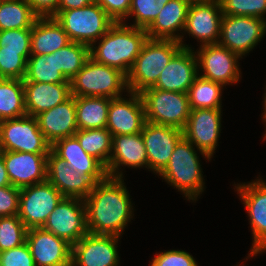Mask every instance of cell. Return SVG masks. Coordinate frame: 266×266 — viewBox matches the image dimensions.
I'll use <instances>...</instances> for the list:
<instances>
[{
  "label": "cell",
  "mask_w": 266,
  "mask_h": 266,
  "mask_svg": "<svg viewBox=\"0 0 266 266\" xmlns=\"http://www.w3.org/2000/svg\"><path fill=\"white\" fill-rule=\"evenodd\" d=\"M125 178L107 176L84 199L88 233L121 237L134 217Z\"/></svg>",
  "instance_id": "1"
},
{
  "label": "cell",
  "mask_w": 266,
  "mask_h": 266,
  "mask_svg": "<svg viewBox=\"0 0 266 266\" xmlns=\"http://www.w3.org/2000/svg\"><path fill=\"white\" fill-rule=\"evenodd\" d=\"M147 39L146 29L115 22L90 47V57L98 63L120 70L127 76Z\"/></svg>",
  "instance_id": "2"
},
{
  "label": "cell",
  "mask_w": 266,
  "mask_h": 266,
  "mask_svg": "<svg viewBox=\"0 0 266 266\" xmlns=\"http://www.w3.org/2000/svg\"><path fill=\"white\" fill-rule=\"evenodd\" d=\"M200 153V154H199ZM201 155L210 162L212 158L198 150L190 141L184 137L177 143L169 163L158 175L167 184L173 186L189 202L198 201L204 192L205 179L201 165Z\"/></svg>",
  "instance_id": "3"
},
{
  "label": "cell",
  "mask_w": 266,
  "mask_h": 266,
  "mask_svg": "<svg viewBox=\"0 0 266 266\" xmlns=\"http://www.w3.org/2000/svg\"><path fill=\"white\" fill-rule=\"evenodd\" d=\"M181 48L175 40L148 38L127 75L128 90L140 94L153 87L161 71Z\"/></svg>",
  "instance_id": "4"
},
{
  "label": "cell",
  "mask_w": 266,
  "mask_h": 266,
  "mask_svg": "<svg viewBox=\"0 0 266 266\" xmlns=\"http://www.w3.org/2000/svg\"><path fill=\"white\" fill-rule=\"evenodd\" d=\"M71 95L118 98L128 92L127 76L118 69L89 57L83 68L70 79Z\"/></svg>",
  "instance_id": "5"
},
{
  "label": "cell",
  "mask_w": 266,
  "mask_h": 266,
  "mask_svg": "<svg viewBox=\"0 0 266 266\" xmlns=\"http://www.w3.org/2000/svg\"><path fill=\"white\" fill-rule=\"evenodd\" d=\"M70 41L91 47L115 23L95 1L82 8L58 10L54 16Z\"/></svg>",
  "instance_id": "6"
},
{
  "label": "cell",
  "mask_w": 266,
  "mask_h": 266,
  "mask_svg": "<svg viewBox=\"0 0 266 266\" xmlns=\"http://www.w3.org/2000/svg\"><path fill=\"white\" fill-rule=\"evenodd\" d=\"M140 94L147 122L184 129L191 112L187 93L151 87Z\"/></svg>",
  "instance_id": "7"
},
{
  "label": "cell",
  "mask_w": 266,
  "mask_h": 266,
  "mask_svg": "<svg viewBox=\"0 0 266 266\" xmlns=\"http://www.w3.org/2000/svg\"><path fill=\"white\" fill-rule=\"evenodd\" d=\"M243 202L252 234V246L246 261L266 252V180L258 177L249 182L233 184Z\"/></svg>",
  "instance_id": "8"
},
{
  "label": "cell",
  "mask_w": 266,
  "mask_h": 266,
  "mask_svg": "<svg viewBox=\"0 0 266 266\" xmlns=\"http://www.w3.org/2000/svg\"><path fill=\"white\" fill-rule=\"evenodd\" d=\"M194 52L200 77L220 83L224 87L239 83L242 78L239 61L242 57L237 53L219 43L200 46Z\"/></svg>",
  "instance_id": "9"
},
{
  "label": "cell",
  "mask_w": 266,
  "mask_h": 266,
  "mask_svg": "<svg viewBox=\"0 0 266 266\" xmlns=\"http://www.w3.org/2000/svg\"><path fill=\"white\" fill-rule=\"evenodd\" d=\"M266 35V19L250 16L223 15L219 44L243 58Z\"/></svg>",
  "instance_id": "10"
},
{
  "label": "cell",
  "mask_w": 266,
  "mask_h": 266,
  "mask_svg": "<svg viewBox=\"0 0 266 266\" xmlns=\"http://www.w3.org/2000/svg\"><path fill=\"white\" fill-rule=\"evenodd\" d=\"M51 144L38 127L36 117L0 121V151L49 153Z\"/></svg>",
  "instance_id": "11"
},
{
  "label": "cell",
  "mask_w": 266,
  "mask_h": 266,
  "mask_svg": "<svg viewBox=\"0 0 266 266\" xmlns=\"http://www.w3.org/2000/svg\"><path fill=\"white\" fill-rule=\"evenodd\" d=\"M64 198L49 181L20 189L18 216L27 229L42 228Z\"/></svg>",
  "instance_id": "12"
},
{
  "label": "cell",
  "mask_w": 266,
  "mask_h": 266,
  "mask_svg": "<svg viewBox=\"0 0 266 266\" xmlns=\"http://www.w3.org/2000/svg\"><path fill=\"white\" fill-rule=\"evenodd\" d=\"M42 228L73 246L88 233L84 200L64 197Z\"/></svg>",
  "instance_id": "13"
},
{
  "label": "cell",
  "mask_w": 266,
  "mask_h": 266,
  "mask_svg": "<svg viewBox=\"0 0 266 266\" xmlns=\"http://www.w3.org/2000/svg\"><path fill=\"white\" fill-rule=\"evenodd\" d=\"M121 238L87 233L72 246L71 266H120Z\"/></svg>",
  "instance_id": "14"
},
{
  "label": "cell",
  "mask_w": 266,
  "mask_h": 266,
  "mask_svg": "<svg viewBox=\"0 0 266 266\" xmlns=\"http://www.w3.org/2000/svg\"><path fill=\"white\" fill-rule=\"evenodd\" d=\"M222 112V108L191 109L183 129V137L211 158L214 157L222 131Z\"/></svg>",
  "instance_id": "15"
},
{
  "label": "cell",
  "mask_w": 266,
  "mask_h": 266,
  "mask_svg": "<svg viewBox=\"0 0 266 266\" xmlns=\"http://www.w3.org/2000/svg\"><path fill=\"white\" fill-rule=\"evenodd\" d=\"M141 134L148 158V171L159 175L169 163L177 143L183 138V130L146 121Z\"/></svg>",
  "instance_id": "16"
},
{
  "label": "cell",
  "mask_w": 266,
  "mask_h": 266,
  "mask_svg": "<svg viewBox=\"0 0 266 266\" xmlns=\"http://www.w3.org/2000/svg\"><path fill=\"white\" fill-rule=\"evenodd\" d=\"M145 122L141 94L128 91L127 94L110 100L106 128L112 136L142 132Z\"/></svg>",
  "instance_id": "17"
},
{
  "label": "cell",
  "mask_w": 266,
  "mask_h": 266,
  "mask_svg": "<svg viewBox=\"0 0 266 266\" xmlns=\"http://www.w3.org/2000/svg\"><path fill=\"white\" fill-rule=\"evenodd\" d=\"M12 186L19 189L46 181L49 153L0 151Z\"/></svg>",
  "instance_id": "18"
},
{
  "label": "cell",
  "mask_w": 266,
  "mask_h": 266,
  "mask_svg": "<svg viewBox=\"0 0 266 266\" xmlns=\"http://www.w3.org/2000/svg\"><path fill=\"white\" fill-rule=\"evenodd\" d=\"M222 16L219 0L190 5L183 33L196 39L199 47L218 43Z\"/></svg>",
  "instance_id": "19"
},
{
  "label": "cell",
  "mask_w": 266,
  "mask_h": 266,
  "mask_svg": "<svg viewBox=\"0 0 266 266\" xmlns=\"http://www.w3.org/2000/svg\"><path fill=\"white\" fill-rule=\"evenodd\" d=\"M28 244L35 266H71L72 245L43 228L27 231Z\"/></svg>",
  "instance_id": "20"
},
{
  "label": "cell",
  "mask_w": 266,
  "mask_h": 266,
  "mask_svg": "<svg viewBox=\"0 0 266 266\" xmlns=\"http://www.w3.org/2000/svg\"><path fill=\"white\" fill-rule=\"evenodd\" d=\"M46 180L56 187L64 197L85 199L96 182L89 175H81L52 150L47 156Z\"/></svg>",
  "instance_id": "21"
},
{
  "label": "cell",
  "mask_w": 266,
  "mask_h": 266,
  "mask_svg": "<svg viewBox=\"0 0 266 266\" xmlns=\"http://www.w3.org/2000/svg\"><path fill=\"white\" fill-rule=\"evenodd\" d=\"M125 167L137 170L144 167L148 170V158L141 132L113 136L112 153L106 169L107 175L113 178H124Z\"/></svg>",
  "instance_id": "22"
},
{
  "label": "cell",
  "mask_w": 266,
  "mask_h": 266,
  "mask_svg": "<svg viewBox=\"0 0 266 266\" xmlns=\"http://www.w3.org/2000/svg\"><path fill=\"white\" fill-rule=\"evenodd\" d=\"M197 76V57L194 49L181 48L161 71L152 88L188 93L189 87Z\"/></svg>",
  "instance_id": "23"
},
{
  "label": "cell",
  "mask_w": 266,
  "mask_h": 266,
  "mask_svg": "<svg viewBox=\"0 0 266 266\" xmlns=\"http://www.w3.org/2000/svg\"><path fill=\"white\" fill-rule=\"evenodd\" d=\"M189 6L184 0H169L164 6H161L156 19L146 29L148 38L175 40L182 45V48L194 49L192 45L184 43L183 31Z\"/></svg>",
  "instance_id": "24"
},
{
  "label": "cell",
  "mask_w": 266,
  "mask_h": 266,
  "mask_svg": "<svg viewBox=\"0 0 266 266\" xmlns=\"http://www.w3.org/2000/svg\"><path fill=\"white\" fill-rule=\"evenodd\" d=\"M35 117L40 131L51 145L58 139L74 136L78 131L75 96Z\"/></svg>",
  "instance_id": "25"
},
{
  "label": "cell",
  "mask_w": 266,
  "mask_h": 266,
  "mask_svg": "<svg viewBox=\"0 0 266 266\" xmlns=\"http://www.w3.org/2000/svg\"><path fill=\"white\" fill-rule=\"evenodd\" d=\"M51 150L81 175H89L96 183L108 175L106 168L86 153L75 136L61 138L51 145Z\"/></svg>",
  "instance_id": "26"
},
{
  "label": "cell",
  "mask_w": 266,
  "mask_h": 266,
  "mask_svg": "<svg viewBox=\"0 0 266 266\" xmlns=\"http://www.w3.org/2000/svg\"><path fill=\"white\" fill-rule=\"evenodd\" d=\"M27 115L35 117L68 100L71 95L70 83H43L23 81Z\"/></svg>",
  "instance_id": "27"
},
{
  "label": "cell",
  "mask_w": 266,
  "mask_h": 266,
  "mask_svg": "<svg viewBox=\"0 0 266 266\" xmlns=\"http://www.w3.org/2000/svg\"><path fill=\"white\" fill-rule=\"evenodd\" d=\"M71 41L55 17H38L31 28V55H47Z\"/></svg>",
  "instance_id": "28"
},
{
  "label": "cell",
  "mask_w": 266,
  "mask_h": 266,
  "mask_svg": "<svg viewBox=\"0 0 266 266\" xmlns=\"http://www.w3.org/2000/svg\"><path fill=\"white\" fill-rule=\"evenodd\" d=\"M110 100L111 98L106 97L75 96L78 129L106 128Z\"/></svg>",
  "instance_id": "29"
},
{
  "label": "cell",
  "mask_w": 266,
  "mask_h": 266,
  "mask_svg": "<svg viewBox=\"0 0 266 266\" xmlns=\"http://www.w3.org/2000/svg\"><path fill=\"white\" fill-rule=\"evenodd\" d=\"M26 115L23 80L0 78V121Z\"/></svg>",
  "instance_id": "30"
},
{
  "label": "cell",
  "mask_w": 266,
  "mask_h": 266,
  "mask_svg": "<svg viewBox=\"0 0 266 266\" xmlns=\"http://www.w3.org/2000/svg\"><path fill=\"white\" fill-rule=\"evenodd\" d=\"M37 19L26 0H0V31L32 28Z\"/></svg>",
  "instance_id": "31"
},
{
  "label": "cell",
  "mask_w": 266,
  "mask_h": 266,
  "mask_svg": "<svg viewBox=\"0 0 266 266\" xmlns=\"http://www.w3.org/2000/svg\"><path fill=\"white\" fill-rule=\"evenodd\" d=\"M74 136L78 139L83 150L97 159L107 169L113 141L110 131L107 128L78 129Z\"/></svg>",
  "instance_id": "32"
},
{
  "label": "cell",
  "mask_w": 266,
  "mask_h": 266,
  "mask_svg": "<svg viewBox=\"0 0 266 266\" xmlns=\"http://www.w3.org/2000/svg\"><path fill=\"white\" fill-rule=\"evenodd\" d=\"M23 81L43 83H70L57 69L56 51L47 55H31Z\"/></svg>",
  "instance_id": "33"
},
{
  "label": "cell",
  "mask_w": 266,
  "mask_h": 266,
  "mask_svg": "<svg viewBox=\"0 0 266 266\" xmlns=\"http://www.w3.org/2000/svg\"><path fill=\"white\" fill-rule=\"evenodd\" d=\"M224 88L220 83L200 77L194 79L188 90V99L191 109H216L222 106Z\"/></svg>",
  "instance_id": "34"
},
{
  "label": "cell",
  "mask_w": 266,
  "mask_h": 266,
  "mask_svg": "<svg viewBox=\"0 0 266 266\" xmlns=\"http://www.w3.org/2000/svg\"><path fill=\"white\" fill-rule=\"evenodd\" d=\"M89 57V46L71 41L56 50L57 69L70 81L83 68Z\"/></svg>",
  "instance_id": "35"
},
{
  "label": "cell",
  "mask_w": 266,
  "mask_h": 266,
  "mask_svg": "<svg viewBox=\"0 0 266 266\" xmlns=\"http://www.w3.org/2000/svg\"><path fill=\"white\" fill-rule=\"evenodd\" d=\"M168 1L169 0H131L128 16L122 22L136 28L147 29L156 19L161 6H164ZM130 18L131 20L134 19L132 22L133 24L127 22Z\"/></svg>",
  "instance_id": "36"
},
{
  "label": "cell",
  "mask_w": 266,
  "mask_h": 266,
  "mask_svg": "<svg viewBox=\"0 0 266 266\" xmlns=\"http://www.w3.org/2000/svg\"><path fill=\"white\" fill-rule=\"evenodd\" d=\"M31 50H12L0 47V78H25Z\"/></svg>",
  "instance_id": "37"
},
{
  "label": "cell",
  "mask_w": 266,
  "mask_h": 266,
  "mask_svg": "<svg viewBox=\"0 0 266 266\" xmlns=\"http://www.w3.org/2000/svg\"><path fill=\"white\" fill-rule=\"evenodd\" d=\"M27 231L18 215L0 217V252L26 243Z\"/></svg>",
  "instance_id": "38"
},
{
  "label": "cell",
  "mask_w": 266,
  "mask_h": 266,
  "mask_svg": "<svg viewBox=\"0 0 266 266\" xmlns=\"http://www.w3.org/2000/svg\"><path fill=\"white\" fill-rule=\"evenodd\" d=\"M223 15L266 19V0H219Z\"/></svg>",
  "instance_id": "39"
},
{
  "label": "cell",
  "mask_w": 266,
  "mask_h": 266,
  "mask_svg": "<svg viewBox=\"0 0 266 266\" xmlns=\"http://www.w3.org/2000/svg\"><path fill=\"white\" fill-rule=\"evenodd\" d=\"M149 266H199L196 259L186 250L157 252Z\"/></svg>",
  "instance_id": "40"
},
{
  "label": "cell",
  "mask_w": 266,
  "mask_h": 266,
  "mask_svg": "<svg viewBox=\"0 0 266 266\" xmlns=\"http://www.w3.org/2000/svg\"><path fill=\"white\" fill-rule=\"evenodd\" d=\"M0 47L12 50H31V28L0 31Z\"/></svg>",
  "instance_id": "41"
},
{
  "label": "cell",
  "mask_w": 266,
  "mask_h": 266,
  "mask_svg": "<svg viewBox=\"0 0 266 266\" xmlns=\"http://www.w3.org/2000/svg\"><path fill=\"white\" fill-rule=\"evenodd\" d=\"M0 266H35L28 244L0 252Z\"/></svg>",
  "instance_id": "42"
},
{
  "label": "cell",
  "mask_w": 266,
  "mask_h": 266,
  "mask_svg": "<svg viewBox=\"0 0 266 266\" xmlns=\"http://www.w3.org/2000/svg\"><path fill=\"white\" fill-rule=\"evenodd\" d=\"M20 189L12 185L0 187V217L18 215Z\"/></svg>",
  "instance_id": "43"
},
{
  "label": "cell",
  "mask_w": 266,
  "mask_h": 266,
  "mask_svg": "<svg viewBox=\"0 0 266 266\" xmlns=\"http://www.w3.org/2000/svg\"><path fill=\"white\" fill-rule=\"evenodd\" d=\"M115 21L122 22L129 13L131 0H94Z\"/></svg>",
  "instance_id": "44"
},
{
  "label": "cell",
  "mask_w": 266,
  "mask_h": 266,
  "mask_svg": "<svg viewBox=\"0 0 266 266\" xmlns=\"http://www.w3.org/2000/svg\"><path fill=\"white\" fill-rule=\"evenodd\" d=\"M38 17H54L58 11L59 0H26Z\"/></svg>",
  "instance_id": "45"
},
{
  "label": "cell",
  "mask_w": 266,
  "mask_h": 266,
  "mask_svg": "<svg viewBox=\"0 0 266 266\" xmlns=\"http://www.w3.org/2000/svg\"><path fill=\"white\" fill-rule=\"evenodd\" d=\"M94 2V0H59L58 10H71L82 8Z\"/></svg>",
  "instance_id": "46"
},
{
  "label": "cell",
  "mask_w": 266,
  "mask_h": 266,
  "mask_svg": "<svg viewBox=\"0 0 266 266\" xmlns=\"http://www.w3.org/2000/svg\"><path fill=\"white\" fill-rule=\"evenodd\" d=\"M11 185L2 155L0 154V187Z\"/></svg>",
  "instance_id": "47"
},
{
  "label": "cell",
  "mask_w": 266,
  "mask_h": 266,
  "mask_svg": "<svg viewBox=\"0 0 266 266\" xmlns=\"http://www.w3.org/2000/svg\"><path fill=\"white\" fill-rule=\"evenodd\" d=\"M265 91V93L263 94L264 96H263V101H262V109H263V113H262V115H261V118H262V122H264L265 124V126H266V86H265V89H264ZM266 128V127H265ZM264 137H263V141H266V130H265V133H264V135H263Z\"/></svg>",
  "instance_id": "48"
},
{
  "label": "cell",
  "mask_w": 266,
  "mask_h": 266,
  "mask_svg": "<svg viewBox=\"0 0 266 266\" xmlns=\"http://www.w3.org/2000/svg\"><path fill=\"white\" fill-rule=\"evenodd\" d=\"M186 3H188L189 5H193V4H199V3H207L210 1H215V0H184Z\"/></svg>",
  "instance_id": "49"
},
{
  "label": "cell",
  "mask_w": 266,
  "mask_h": 266,
  "mask_svg": "<svg viewBox=\"0 0 266 266\" xmlns=\"http://www.w3.org/2000/svg\"><path fill=\"white\" fill-rule=\"evenodd\" d=\"M244 264H245V263L242 262V265H243V266H245ZM242 265L238 262V264L235 265V266H242Z\"/></svg>",
  "instance_id": "50"
}]
</instances>
